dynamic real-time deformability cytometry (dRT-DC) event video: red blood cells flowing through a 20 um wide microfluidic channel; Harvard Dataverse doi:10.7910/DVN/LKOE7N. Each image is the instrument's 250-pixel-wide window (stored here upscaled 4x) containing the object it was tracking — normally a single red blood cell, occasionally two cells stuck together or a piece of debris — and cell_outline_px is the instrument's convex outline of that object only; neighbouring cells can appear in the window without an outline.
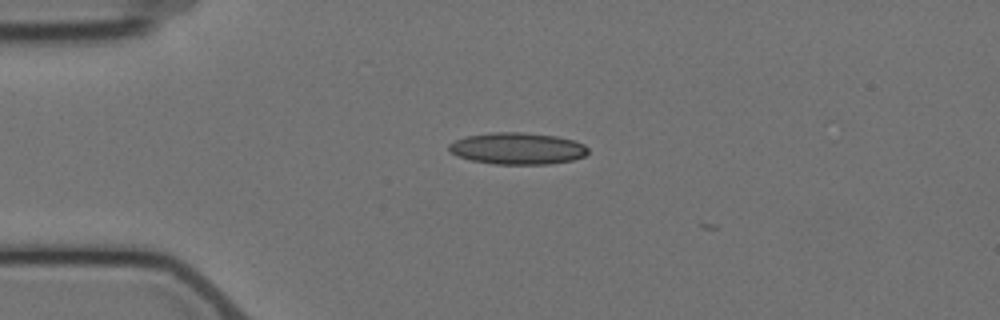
{"species": "Egyptian fruit bat (a non-hibernating species)", "species_latin": "Rousettus aegyptiacus", "temperature_condition": "cold", "stored_images_in_passage": 2, "camera_frame_rate_fps": 3000, "um_per_image_px": 0.085, "animal": {"sex": "female"}, "frame": {"image": 1, "passage_image": 1, "time_ms": 0.0, "image_size_px": [1000, 320], "cell_outline_px": [[588, 152], [584, 156], [572, 160], [548, 164], [496, 164], [472, 160], [460, 156], [452, 152], [448, 148], [448, 144], [456, 140], [468, 136], [492, 132], [520, 132], [556, 136], [572, 140], [584, 144], [588, 148]], "centroid_in_image_um": [44.01, 12.62], "position_along_channel_um": 41.0, "area_um2": 25.43}}